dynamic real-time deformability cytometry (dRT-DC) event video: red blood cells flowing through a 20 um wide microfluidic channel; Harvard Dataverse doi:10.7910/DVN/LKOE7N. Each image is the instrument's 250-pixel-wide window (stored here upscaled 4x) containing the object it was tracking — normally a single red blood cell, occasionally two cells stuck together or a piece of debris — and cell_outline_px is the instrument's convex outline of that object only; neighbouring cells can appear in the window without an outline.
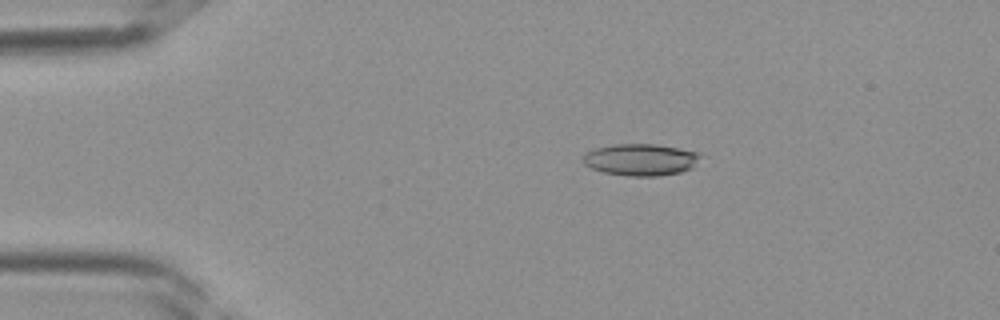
{"species": "Egyptian fruit bat (a non-hibernating species)", "species_latin": "Rousettus aegyptiacus", "temperature_condition": "room temperature", "stored_images_in_passage": 39, "camera_frame_rate_fps": 3000, "um_per_image_px": 0.085, "frame": {"image": 1, "passage_image": 8, "time_ms": 2.333, "image_size_px": [1000, 320], "cell_outline_px": [[700, 156], [692, 168], [680, 172], [660, 176], [628, 176], [604, 172], [592, 168], [584, 164], [580, 160], [588, 152], [596, 148], [612, 144], [656, 144], [700, 152]], "centroid_in_image_um": [54.45, 13.57], "position_along_channel_um": 30.5, "area_um2": 21.73}}
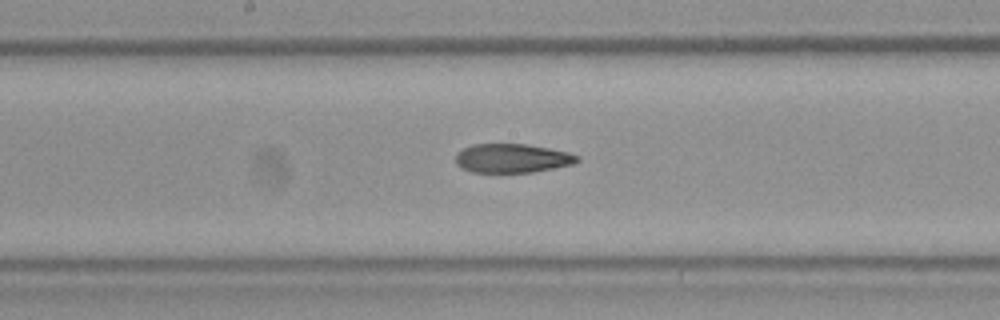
{"frame": {"image": 2, "passage_image": 21, "time_ms": 6.667, "image_size_px": [1000, 320], "cell_outline_px": [[580, 160], [572, 164], [532, 172], [472, 172], [460, 168], [456, 164], [456, 152], [472, 144], [528, 144], [568, 152], [580, 156]], "centroid_in_image_um": [43.51, 13.45], "position_along_channel_um": 204.7, "area_um2": 20.52}}
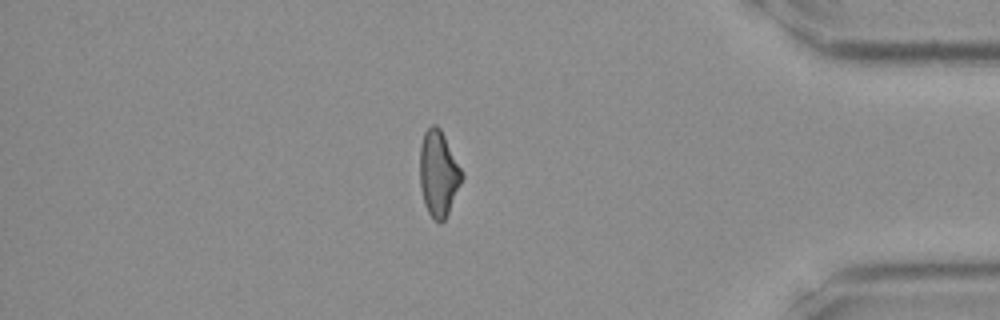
{"frame": {"image": 3, "passage_image": 34, "time_ms": 11.0, "image_size_px": [1000, 320], "cell_outline_px": [[464, 176], [448, 212], [444, 220], [440, 224], [428, 212], [424, 204], [420, 184], [420, 144], [424, 132], [432, 124], [436, 124], [440, 128], [464, 172]], "centroid_in_image_um": [37.27, 14.72], "position_along_channel_um": 397.9, "area_um2": 20.98}}